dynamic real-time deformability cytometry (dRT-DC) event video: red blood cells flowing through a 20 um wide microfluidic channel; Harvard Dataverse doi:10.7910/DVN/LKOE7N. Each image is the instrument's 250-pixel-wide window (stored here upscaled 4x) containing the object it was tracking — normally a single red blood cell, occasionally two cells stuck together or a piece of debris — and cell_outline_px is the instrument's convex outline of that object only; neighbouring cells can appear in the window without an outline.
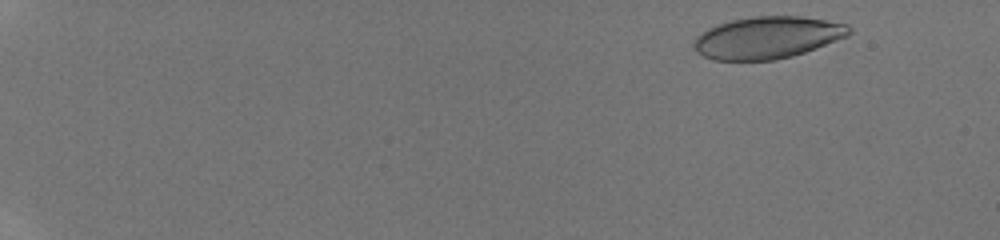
{"species": "human", "species_latin": "Homo sapiens", "temperature_condition": "room temperature", "stored_images_in_passage": 13, "camera_frame_rate_fps": 3000, "um_per_image_px": 0.085, "donor": {"sex": "male"}, "frame": {"image": 1, "passage_image": 1, "time_ms": 0.0, "image_size_px": [1000, 240], "cell_outline_px": [[852, 32], [848, 36], [816, 48], [792, 56], [776, 60], [712, 60], [696, 52], [692, 44], [696, 36], [708, 28], [716, 24], [732, 20], [756, 16], [800, 16], [848, 24], [852, 28]], "centroid_in_image_um": [65.22, 3.2], "position_along_channel_um": 19.8, "area_um2": 38.15}}
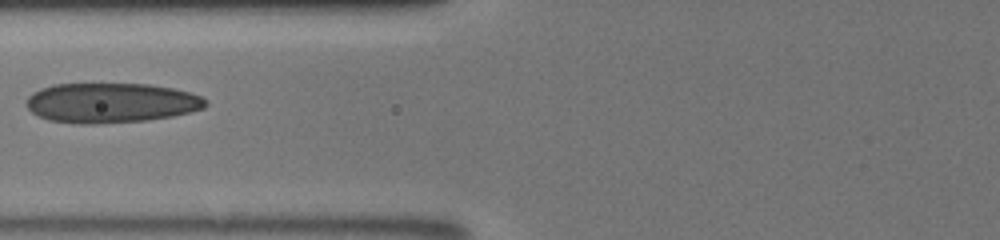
{"frame": {"image": 2, "passage_image": 9, "time_ms": 6.667, "image_size_px": [1000, 240], "cell_outline_px": [[208, 104], [204, 108], [172, 116], [148, 120], [92, 124], [80, 124], [48, 120], [32, 112], [28, 108], [28, 96], [32, 92], [40, 88], [52, 84], [148, 84], [172, 88], [188, 92], [200, 96], [208, 100]], "centroid_in_image_um": [9.43, 8.74], "position_along_channel_um": 116.4, "area_um2": 41.56}}
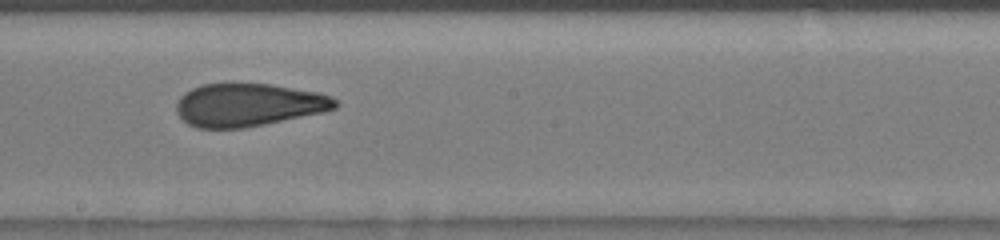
{"frame": {"image": 3, "passage_image": 12, "time_ms": 9.333, "image_size_px": [1000, 240], "cell_outline_px": [[340, 104], [336, 108], [324, 112], [244, 128], [196, 128], [188, 124], [176, 112], [176, 104], [180, 96], [184, 92], [192, 88], [204, 84], [272, 84], [320, 92], [332, 96]], "centroid_in_image_um": [21.14, 8.91], "position_along_channel_um": 227.1, "area_um2": 39.88}}